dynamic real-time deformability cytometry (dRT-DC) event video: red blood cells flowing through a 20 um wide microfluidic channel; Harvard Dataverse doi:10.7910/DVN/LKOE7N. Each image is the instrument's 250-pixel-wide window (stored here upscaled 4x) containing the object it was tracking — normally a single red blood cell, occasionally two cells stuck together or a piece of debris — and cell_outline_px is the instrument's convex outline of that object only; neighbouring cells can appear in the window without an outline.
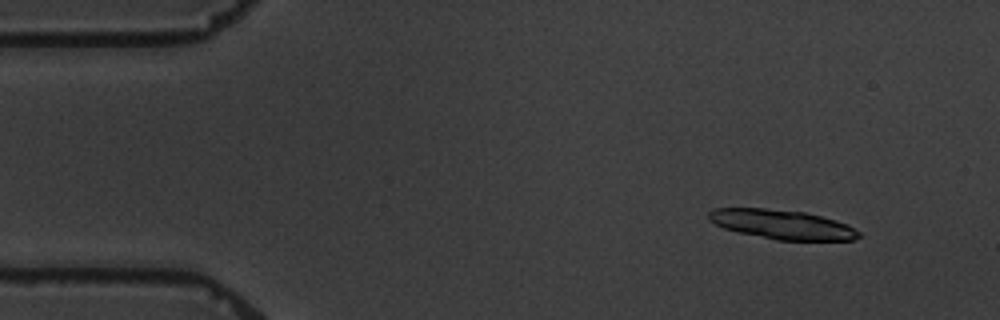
{"species": "common noctule bat (a hibernating species)", "species_latin": "Nyctalus noctula", "temperature_condition": "warm", "stored_images_in_passage": 4, "camera_frame_rate_fps": 3000, "um_per_image_px": 0.085, "animal": {"sex": "male", "body_mass_g": 19.5, "forearm_length_mm": 54.6}, "frame": {"image": 1, "passage_image": 1, "time_ms": 0.0, "image_size_px": [1000, 320], "cell_outline_px": [[860, 236], [852, 240], [776, 240], [736, 232], [724, 228], [708, 220], [708, 212], [712, 208], [764, 208], [804, 212], [836, 220], [848, 224], [860, 232]], "centroid_in_image_um": [66.45, 19.08], "position_along_channel_um": 18.6, "area_um2": 25.72}}